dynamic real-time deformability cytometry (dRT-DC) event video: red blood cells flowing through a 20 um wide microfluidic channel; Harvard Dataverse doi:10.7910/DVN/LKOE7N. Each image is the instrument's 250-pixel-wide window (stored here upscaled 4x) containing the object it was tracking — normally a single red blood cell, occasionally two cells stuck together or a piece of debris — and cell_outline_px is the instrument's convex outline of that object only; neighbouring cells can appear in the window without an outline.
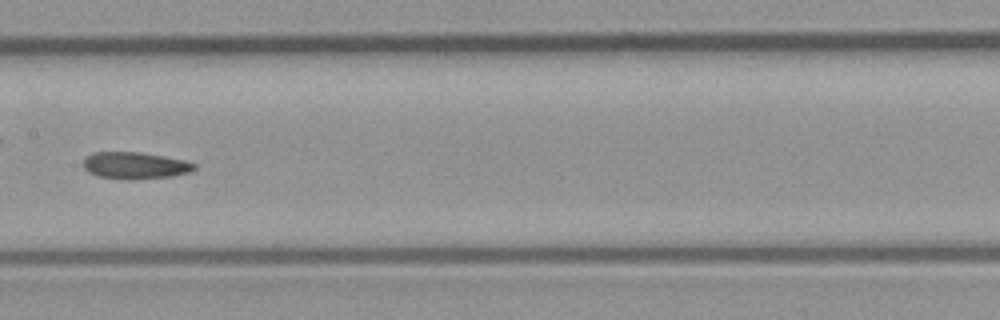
{"species": "common noctule bat (a hibernating species)", "species_latin": "Nyctalus noctula", "temperature_condition": "room temperature", "stored_images_in_passage": 9, "camera_frame_rate_fps": 3000, "um_per_image_px": 0.085, "animal": {"sex": "male", "body_mass_g": 23.1, "forearm_length_mm": 52.7}, "frame": {"image": 1, "passage_image": 8, "time_ms": 2.333, "image_size_px": [1000, 320], "cell_outline_px": [[196, 168], [188, 172], [172, 176], [136, 180], [128, 180], [96, 176], [88, 172], [84, 168], [84, 160], [92, 152], [140, 152], [184, 160], [196, 164]], "centroid_in_image_um": [11.46, 14.08], "position_along_channel_um": 195.9, "area_um2": 17.4}}
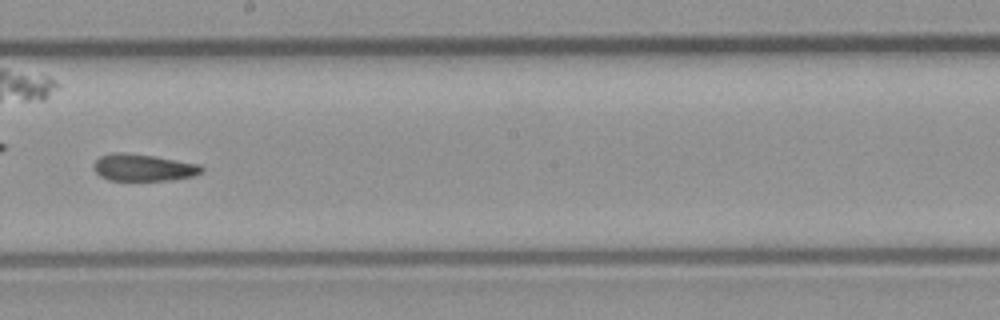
{"frame": {"image": 2, "passage_image": 9, "time_ms": 2.667, "image_size_px": [1000, 320], "cell_outline_px": [[204, 172], [192, 176], [168, 180], [108, 180], [100, 176], [92, 168], [92, 164], [100, 156], [112, 152], [124, 152], [156, 156], [200, 164], [204, 168]], "centroid_in_image_um": [12.17, 14.23], "position_along_channel_um": 236.0, "area_um2": 17.17}}